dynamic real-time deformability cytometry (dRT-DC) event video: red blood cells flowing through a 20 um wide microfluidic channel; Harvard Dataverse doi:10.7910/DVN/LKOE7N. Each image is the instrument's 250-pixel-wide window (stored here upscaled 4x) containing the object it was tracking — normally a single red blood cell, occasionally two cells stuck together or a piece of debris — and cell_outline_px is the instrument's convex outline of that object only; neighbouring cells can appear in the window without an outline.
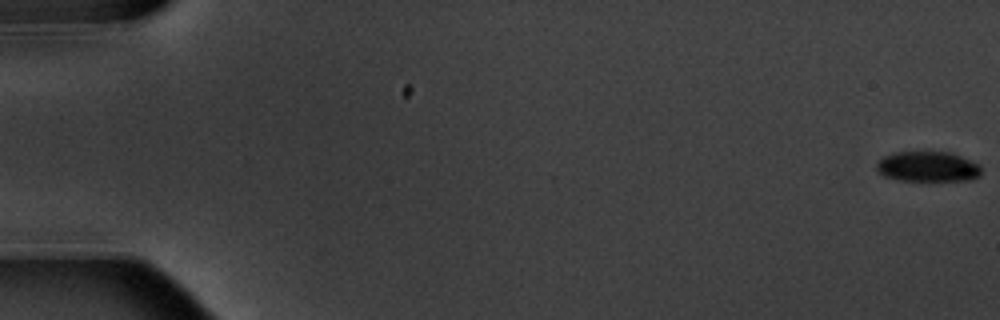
{"species": "common noctule bat (a hibernating species)", "species_latin": "Nyctalus noctula", "temperature_condition": "warm", "stored_images_in_passage": 4, "camera_frame_rate_fps": 3000, "um_per_image_px": 0.085, "animal": {"sex": "male", "body_mass_g": 20.1, "forearm_length_mm": 53.5}, "frame": {"image": 1, "passage_image": 1, "time_ms": 0.0, "image_size_px": [1000, 320], "cell_outline_px": [[980, 176], [972, 180], [900, 180], [884, 176], [876, 168], [876, 164], [884, 156], [892, 152], [952, 152], [980, 164]], "centroid_in_image_um": [78.89, 14.15], "position_along_channel_um": 6.1, "area_um2": 18.44}}